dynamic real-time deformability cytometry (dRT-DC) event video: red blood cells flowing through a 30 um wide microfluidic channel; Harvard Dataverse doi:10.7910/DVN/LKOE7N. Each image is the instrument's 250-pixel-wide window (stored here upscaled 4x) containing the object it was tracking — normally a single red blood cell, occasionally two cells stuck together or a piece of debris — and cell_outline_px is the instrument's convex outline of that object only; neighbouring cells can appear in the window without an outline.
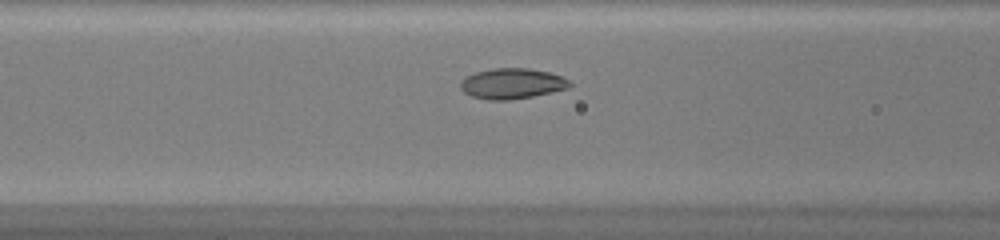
{"species": "common noctule bat (a hibernating species)", "species_latin": "Nyctalus noctula", "temperature_condition": "warm", "stored_images_in_passage": 38, "camera_frame_rate_fps": 3000, "um_per_image_px": 0.085, "animal": {"sex": "female", "body_mass_g": 20.0, "forearm_length_mm": 54.0}, "frame": {"image": 1, "passage_image": 10, "time_ms": 3.0, "image_size_px": [1000, 240], "cell_outline_px": [[572, 84], [568, 88], [552, 92], [532, 96], [508, 100], [488, 100], [472, 96], [464, 92], [460, 88], [460, 84], [468, 76], [476, 72], [492, 68], [528, 68], [548, 72], [564, 76]], "centroid_in_image_um": [43.55, 7.1], "position_along_channel_um": 123.1, "area_um2": 19.31}}
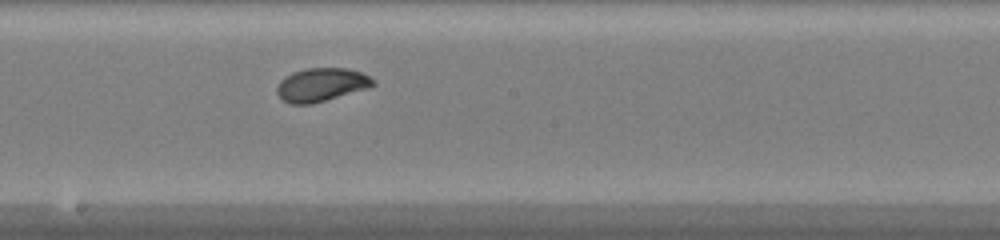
{"frame": {"image": 2, "passage_image": 17, "time_ms": 5.333, "image_size_px": [1000, 240], "cell_outline_px": [[376, 84], [368, 88], [312, 104], [288, 104], [276, 92], [276, 88], [280, 80], [292, 72], [308, 68], [348, 68], [360, 72], [368, 76]], "centroid_in_image_um": [27.29, 7.2], "position_along_channel_um": 220.9, "area_um2": 18.61}}
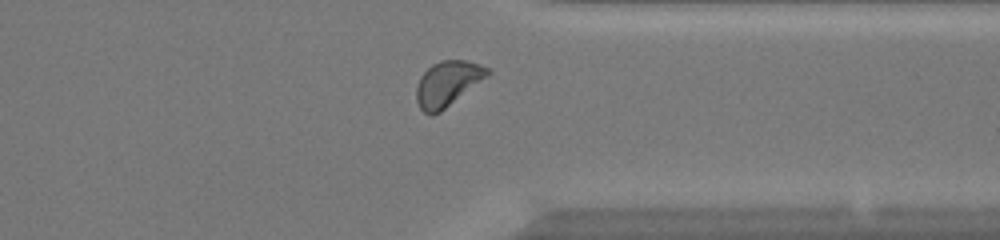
{"frame": {"image": 3, "passage_image": 28, "time_ms": 9.0, "image_size_px": [1000, 240], "cell_outline_px": [[492, 72], [488, 76], [440, 112], [432, 116], [424, 112], [420, 108], [416, 100], [416, 88], [420, 76], [432, 64], [440, 60], [468, 60], [480, 64], [488, 68]], "centroid_in_image_um": [38.04, 7.1], "position_along_channel_um": 373.4, "area_um2": 18.73}, "authors_computed_cell_mechanics": {"area_um2": 18.785, "velocity_mm_per_s": 4.207, "shape_relaxation_time_tau1_ms": 2.8588, "shape_relaxation_time_tau2_ms": 1.1402, "deformation_change_tau1": 0.1206, "deformation_change_tau2": 0.0466}}